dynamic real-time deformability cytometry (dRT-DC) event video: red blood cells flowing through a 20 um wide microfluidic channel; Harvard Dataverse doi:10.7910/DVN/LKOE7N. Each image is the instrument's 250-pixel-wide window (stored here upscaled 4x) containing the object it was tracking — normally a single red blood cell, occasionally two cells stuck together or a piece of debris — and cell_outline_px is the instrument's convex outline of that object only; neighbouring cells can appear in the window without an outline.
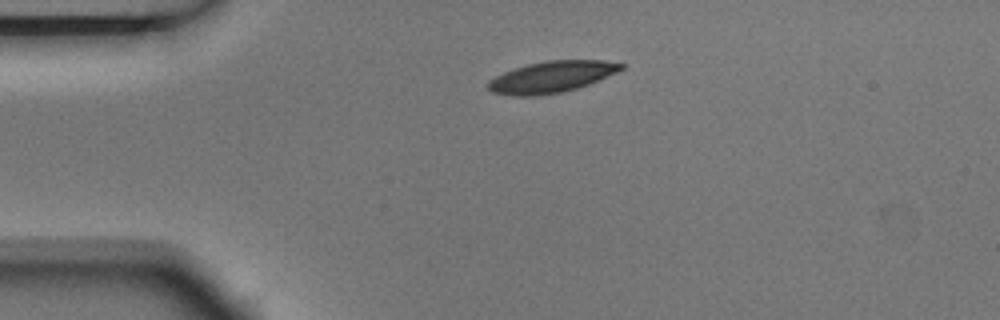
{"species": "Egyptian fruit bat (a non-hibernating species)", "species_latin": "Rousettus aegyptiacus", "temperature_condition": "room temperature", "stored_images_in_passage": 1, "camera_frame_rate_fps": 3000, "um_per_image_px": 0.085, "animal": {"sex": "male"}, "frame": {"image": 1, "passage_image": 1, "time_ms": 0.0, "image_size_px": [1000, 320], "cell_outline_px": [[624, 68], [616, 72], [588, 84], [576, 88], [560, 92], [536, 96], [512, 96], [492, 92], [484, 84], [488, 80], [504, 72], [528, 64], [548, 60], [604, 60], [624, 64]], "centroid_in_image_um": [46.83, 6.54], "position_along_channel_um": 38.2, "area_um2": 24.16}}